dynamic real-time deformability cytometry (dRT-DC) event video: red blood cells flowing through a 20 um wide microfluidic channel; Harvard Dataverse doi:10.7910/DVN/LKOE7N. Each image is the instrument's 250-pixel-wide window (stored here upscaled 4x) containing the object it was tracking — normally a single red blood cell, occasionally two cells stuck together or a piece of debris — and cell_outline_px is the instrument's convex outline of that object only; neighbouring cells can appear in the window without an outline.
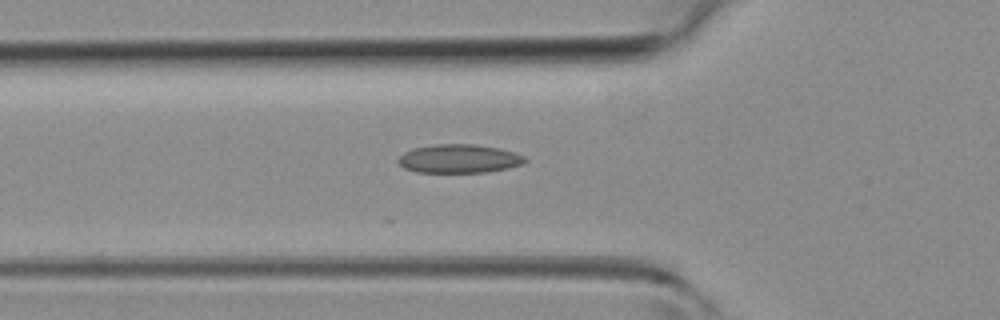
{"species": "common noctule bat (a hibernating species)", "species_latin": "Nyctalus noctula", "temperature_condition": "room temperature", "stored_images_in_passage": 24, "camera_frame_rate_fps": 3000, "um_per_image_px": 0.085, "animal": {"sex": "female", "body_mass_g": 19.3, "forearm_length_mm": 54.1}, "frame": {"image": 1, "passage_image": 15, "time_ms": 4.667, "image_size_px": [1000, 320], "cell_outline_px": [[528, 160], [524, 164], [508, 168], [488, 172], [416, 172], [404, 168], [396, 160], [404, 152], [412, 148], [436, 144], [476, 144], [500, 148], [516, 152], [524, 156]], "centroid_in_image_um": [39.05, 13.48], "position_along_channel_um": 86.8, "area_um2": 21.39}}
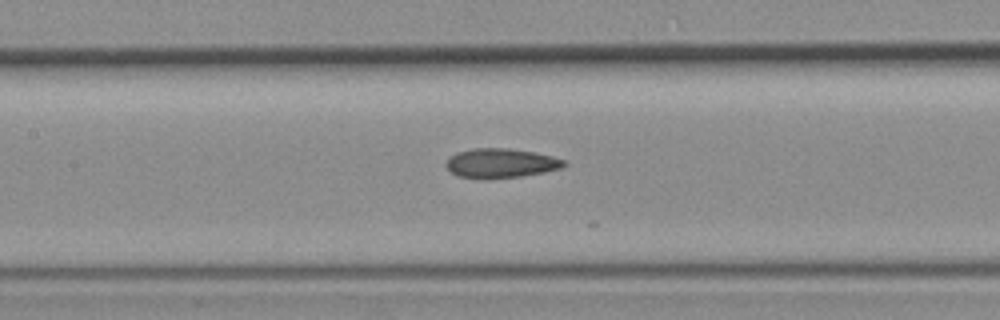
{"frame": {"image": 2, "passage_image": 20, "time_ms": 6.333, "image_size_px": [1000, 320], "cell_outline_px": [[568, 164], [560, 168], [544, 172], [520, 176], [460, 176], [452, 172], [444, 164], [456, 152], [472, 148], [508, 148], [536, 152], [552, 156], [564, 160]], "centroid_in_image_um": [42.62, 13.82], "position_along_channel_um": 164.8, "area_um2": 19.42}}
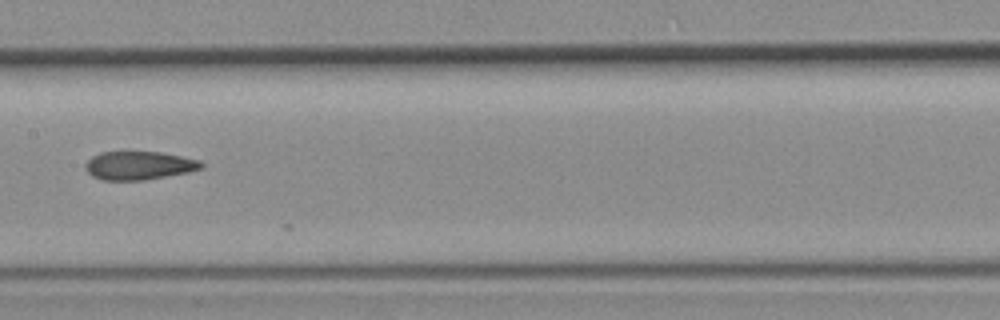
{"frame": {"image": 3, "passage_image": 22, "time_ms": 7.0, "image_size_px": [1000, 320], "cell_outline_px": [[204, 168], [188, 172], [144, 180], [100, 180], [92, 176], [84, 168], [84, 164], [92, 156], [100, 152], [160, 152], [200, 160], [204, 164]], "centroid_in_image_um": [11.8, 14.07], "position_along_channel_um": 195.6, "area_um2": 19.25}}